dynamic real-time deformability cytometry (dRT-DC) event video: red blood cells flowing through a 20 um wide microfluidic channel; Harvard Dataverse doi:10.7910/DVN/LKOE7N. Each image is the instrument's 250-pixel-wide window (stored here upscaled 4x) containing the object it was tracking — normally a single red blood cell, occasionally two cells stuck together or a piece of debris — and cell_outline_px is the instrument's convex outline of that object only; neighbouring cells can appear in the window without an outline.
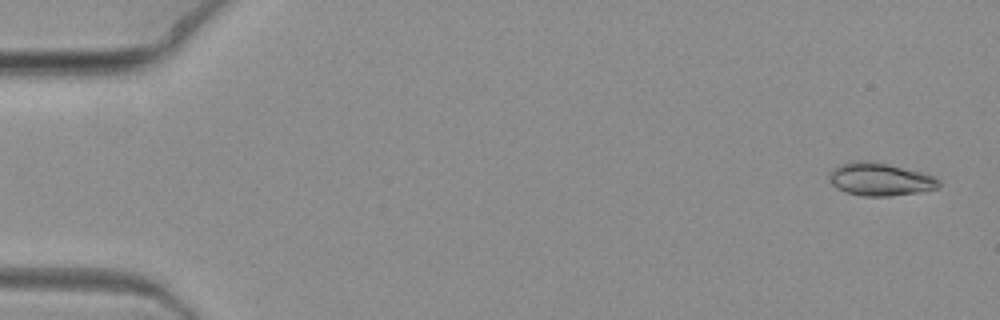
{"species": "common noctule bat (a hibernating species)", "species_latin": "Nyctalus noctula", "temperature_condition": "warm", "stored_images_in_passage": 7, "camera_frame_rate_fps": 3000, "um_per_image_px": 0.085, "animal": {"sex": "female", "body_mass_g": 19.3, "forearm_length_mm": 54.1}, "frame": {"image": 1, "passage_image": 1, "time_ms": 0.0, "image_size_px": [1000, 320], "cell_outline_px": [[940, 184], [936, 188], [920, 192], [888, 196], [864, 196], [848, 192], [836, 188], [832, 184], [832, 172], [840, 164], [856, 160], [868, 160], [888, 164], [936, 176], [940, 180]], "centroid_in_image_um": [74.86, 15.24], "position_along_channel_um": 10.1, "area_um2": 20.63}}
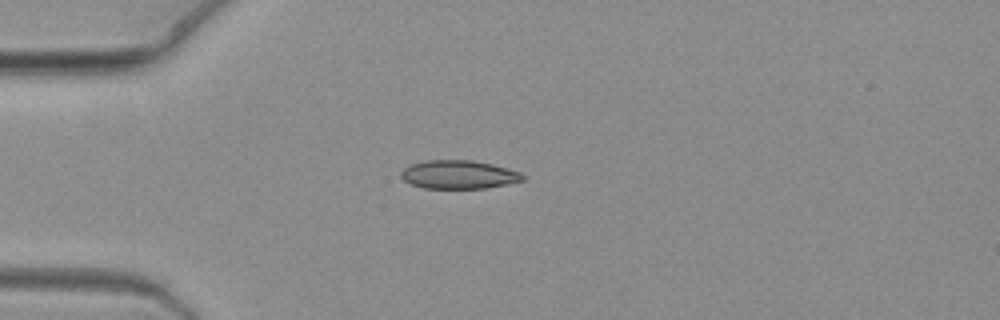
{"frame": {"image": 2, "passage_image": 5, "time_ms": 1.333, "image_size_px": [1000, 320], "cell_outline_px": [[524, 180], [508, 184], [484, 188], [424, 188], [412, 184], [404, 180], [400, 176], [400, 172], [404, 168], [412, 164], [424, 160], [472, 160], [492, 164], [520, 172], [524, 176]], "centroid_in_image_um": [38.98, 14.83], "position_along_channel_um": 46.0, "area_um2": 20.11}}
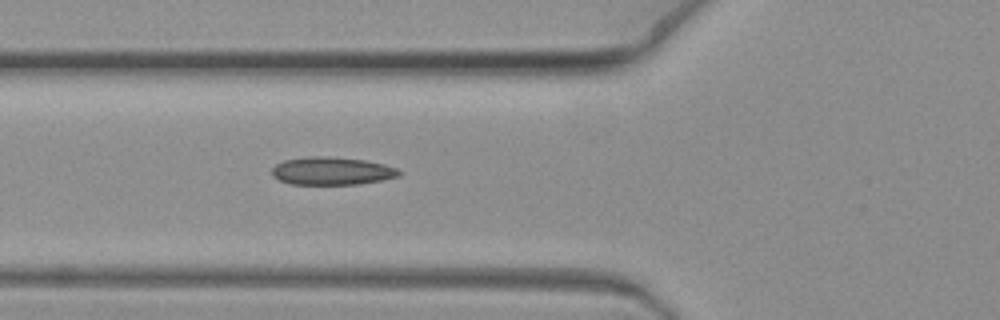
{"frame": {"image": 3, "passage_image": 7, "time_ms": 2.0, "image_size_px": [1000, 320], "cell_outline_px": [[400, 176], [360, 184], [292, 184], [280, 180], [272, 176], [272, 168], [276, 164], [284, 160], [312, 156], [328, 156], [364, 160], [384, 164], [396, 168], [400, 172]], "centroid_in_image_um": [28.19, 14.53], "position_along_channel_um": 97.6, "area_um2": 20.52}}